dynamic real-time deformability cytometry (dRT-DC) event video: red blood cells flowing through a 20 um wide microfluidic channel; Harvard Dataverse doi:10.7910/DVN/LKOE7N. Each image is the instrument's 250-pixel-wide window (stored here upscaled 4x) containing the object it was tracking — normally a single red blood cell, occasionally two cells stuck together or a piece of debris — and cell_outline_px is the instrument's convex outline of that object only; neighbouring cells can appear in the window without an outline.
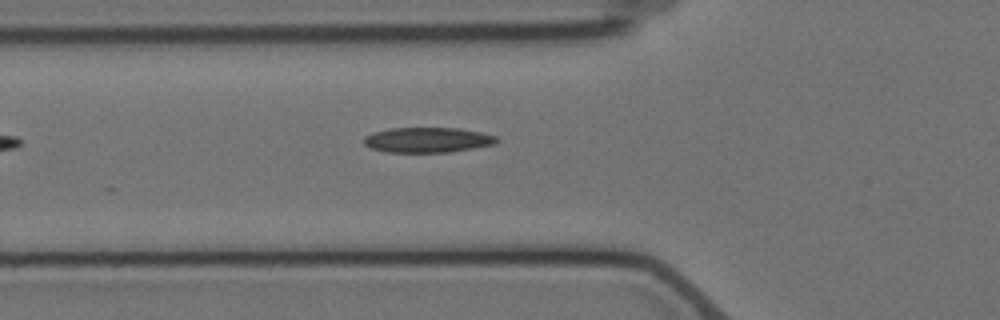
{"species": "Egyptian fruit bat (a non-hibernating species)", "species_latin": "Rousettus aegyptiacus", "temperature_condition": "cold", "stored_images_in_passage": 5, "camera_frame_rate_fps": 3000, "um_per_image_px": 0.085, "animal": {"sex": "female"}, "frame": {"image": 1, "passage_image": 5, "time_ms": 6.333, "image_size_px": [1000, 320], "cell_outline_px": [[500, 140], [496, 144], [448, 152], [388, 152], [372, 148], [364, 144], [364, 136], [372, 132], [388, 128], [460, 128], [480, 132], [496, 136]], "centroid_in_image_um": [36.34, 11.88], "position_along_channel_um": 89.5, "area_um2": 19.48}}